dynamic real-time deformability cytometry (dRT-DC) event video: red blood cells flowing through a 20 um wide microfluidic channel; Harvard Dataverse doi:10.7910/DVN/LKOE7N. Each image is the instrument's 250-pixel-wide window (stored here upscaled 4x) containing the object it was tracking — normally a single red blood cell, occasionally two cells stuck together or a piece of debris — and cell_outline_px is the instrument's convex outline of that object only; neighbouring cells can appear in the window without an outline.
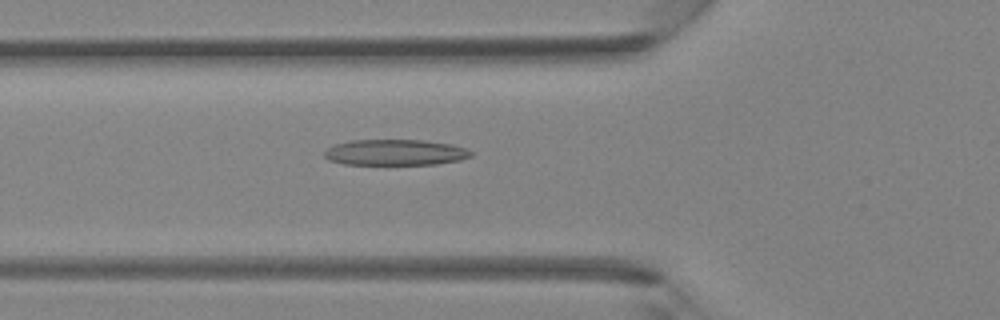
{"species": "Egyptian fruit bat (a non-hibernating species)", "species_latin": "Rousettus aegyptiacus", "temperature_condition": "room temperature", "stored_images_in_passage": 37, "camera_frame_rate_fps": 3000, "um_per_image_px": 0.085, "animal": {"sex": "female"}, "frame": {"image": 1, "passage_image": 11, "time_ms": 3.333, "image_size_px": [1000, 320], "cell_outline_px": [[472, 156], [460, 160], [436, 164], [344, 164], [328, 160], [324, 156], [324, 152], [328, 148], [336, 144], [352, 140], [424, 140], [452, 144], [464, 148], [472, 152]], "centroid_in_image_um": [33.6, 12.95], "position_along_channel_um": 92.2, "area_um2": 22.02}}
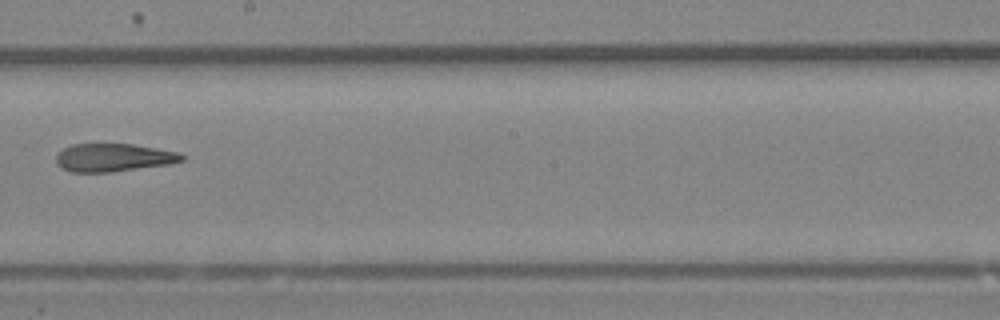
{"frame": {"image": 2, "passage_image": 20, "time_ms": 6.333, "image_size_px": [1000, 320], "cell_outline_px": [[188, 156], [184, 160], [168, 164], [108, 172], [72, 172], [60, 168], [56, 164], [56, 156], [64, 148], [72, 144], [132, 144], [180, 152]], "centroid_in_image_um": [9.66, 13.39], "position_along_channel_um": 238.5, "area_um2": 20.52}}
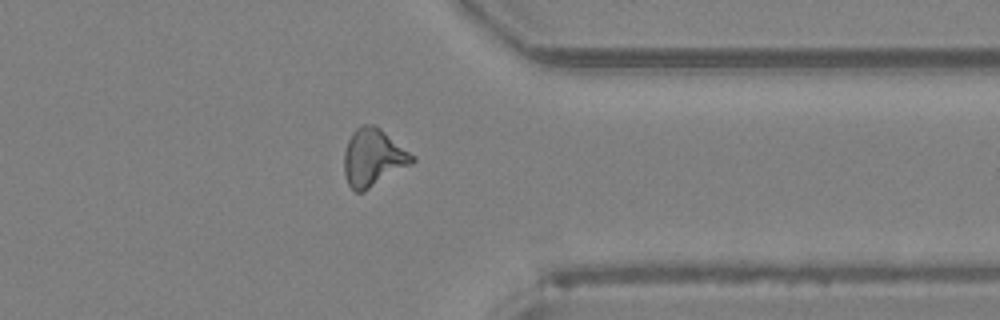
{"frame": {"image": 3, "passage_image": 29, "time_ms": 9.333, "image_size_px": [1000, 320], "cell_outline_px": [[416, 160], [412, 164], [364, 192], [356, 192], [348, 184], [344, 172], [344, 152], [348, 140], [352, 132], [356, 128], [364, 124], [372, 124], [380, 128], [416, 156]], "centroid_in_image_um": [31.73, 13.4], "position_along_channel_um": 379.7, "area_um2": 22.95}}